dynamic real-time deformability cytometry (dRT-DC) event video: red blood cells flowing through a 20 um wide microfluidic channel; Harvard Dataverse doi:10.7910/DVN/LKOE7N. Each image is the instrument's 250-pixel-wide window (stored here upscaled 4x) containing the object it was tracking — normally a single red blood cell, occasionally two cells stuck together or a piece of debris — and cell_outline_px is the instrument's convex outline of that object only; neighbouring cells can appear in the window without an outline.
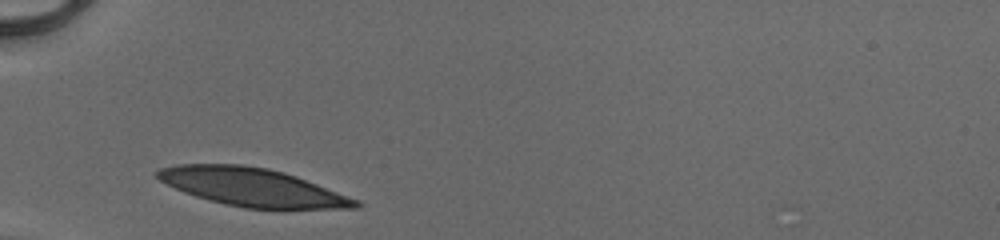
{"species": "human", "species_latin": "Homo sapiens", "temperature_condition": "cold", "stored_images_in_passage": 26, "camera_frame_rate_fps": 3000, "um_per_image_px": 0.085, "donor": {"sex": "male"}, "frame": {"image": 1, "passage_image": 1, "time_ms": 0.0, "image_size_px": [1000, 240], "cell_outline_px": [[364, 204], [360, 208], [280, 212], [244, 208], [224, 204], [208, 200], [184, 192], [160, 180], [156, 176], [156, 172], [160, 168], [176, 164], [244, 164], [268, 168], [284, 172], [296, 176], [360, 200]], "centroid_in_image_um": [21.6, 15.97], "position_along_channel_um": 63.4, "area_um2": 45.49}}
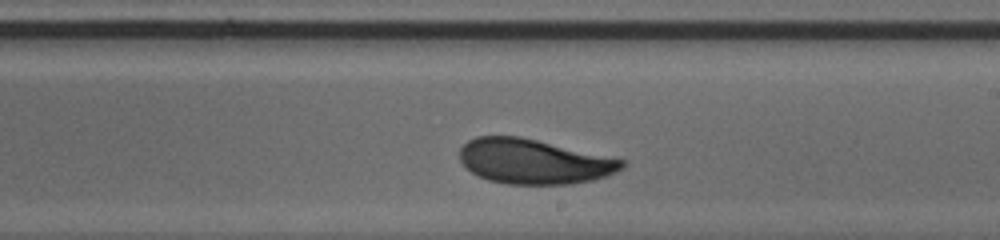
{"frame": {"image": 2, "passage_image": 15, "time_ms": 4.667, "image_size_px": [1000, 240], "cell_outline_px": [[628, 164], [624, 168], [608, 176], [592, 180], [572, 184], [508, 184], [488, 180], [472, 172], [460, 160], [460, 148], [468, 140], [476, 136], [520, 136], [624, 160]], "centroid_in_image_um": [45.39, 13.73], "position_along_channel_um": 243.6, "area_um2": 42.25}}
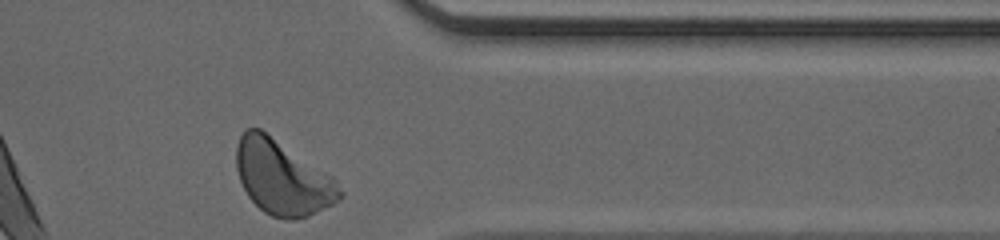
{"frame": {"image": 3, "passage_image": 26, "time_ms": 8.333, "image_size_px": [1000, 240], "cell_outline_px": [[344, 196], [340, 200], [308, 216], [292, 220], [284, 220], [272, 216], [264, 212], [248, 196], [240, 180], [236, 168], [236, 144], [244, 128], [260, 128], [332, 176], [336, 180], [344, 192]], "centroid_in_image_um": [24.0, 15.1], "position_along_channel_um": 387.4, "area_um2": 44.85}, "authors_computed_cell_mechanics": {"area_um2": 43.639, "velocity_mm_per_s": 4.0662, "shape_relaxation_time_tau1_ms": 2.4811, "shape_relaxation_time_tau2_ms": 2.1659, "deformation_change_tau1": 0.1124, "deformation_change_tau2": 0.0639}}